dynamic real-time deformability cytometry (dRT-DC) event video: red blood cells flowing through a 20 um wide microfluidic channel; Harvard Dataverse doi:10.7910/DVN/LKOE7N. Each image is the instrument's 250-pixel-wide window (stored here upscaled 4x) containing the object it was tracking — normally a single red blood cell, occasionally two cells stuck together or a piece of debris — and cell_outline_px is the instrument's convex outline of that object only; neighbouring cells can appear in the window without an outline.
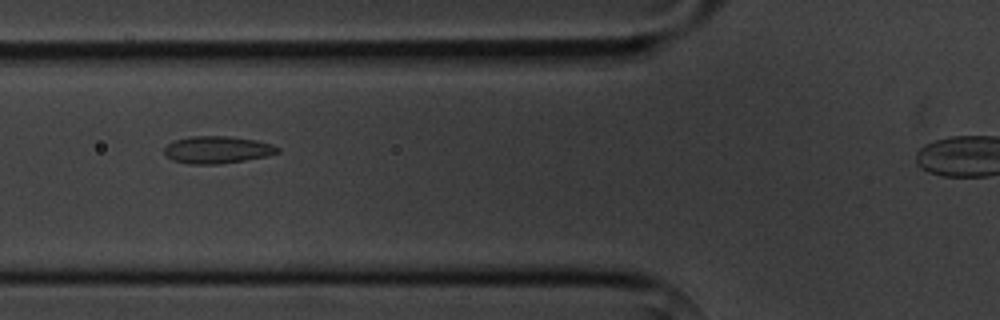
{"species": "common noctule bat (a hibernating species)", "species_latin": "Nyctalus noctula", "temperature_condition": "cold", "stored_images_in_passage": 10, "camera_frame_rate_fps": 3000, "um_per_image_px": 0.085, "animal": {"sex": "male", "body_mass_g": 20.1, "forearm_length_mm": 53.5}, "frame": {"image": 1, "passage_image": 5, "time_ms": 5.667, "image_size_px": [1000, 320], "cell_outline_px": [[280, 152], [268, 156], [220, 164], [188, 164], [172, 160], [164, 152], [164, 148], [172, 140], [192, 136], [232, 136], [256, 140], [272, 144], [280, 148]], "centroid_in_image_um": [18.48, 12.72], "position_along_channel_um": 107.3, "area_um2": 18.15}}
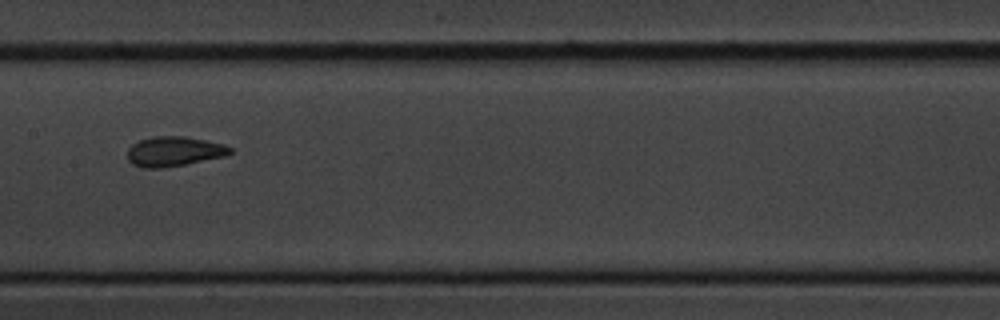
{"frame": {"image": 2, "passage_image": 7, "time_ms": 8.0, "image_size_px": [1000, 320], "cell_outline_px": [[232, 152], [224, 156], [184, 164], [160, 168], [144, 168], [132, 164], [128, 160], [128, 148], [132, 144], [140, 140], [152, 136], [184, 136], [224, 144], [232, 148]], "centroid_in_image_um": [14.76, 12.86], "position_along_channel_um": 192.6, "area_um2": 17.69}}
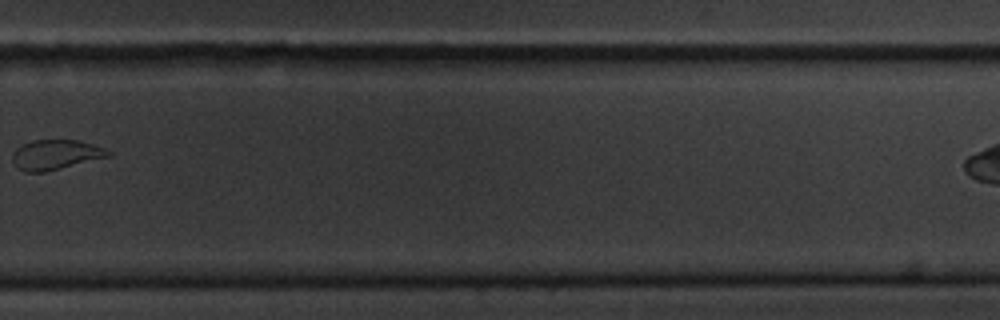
{"frame": {"image": 3, "passage_image": 10, "time_ms": 11.667, "image_size_px": [1000, 320], "cell_outline_px": [[112, 156], [44, 172], [24, 172], [16, 168], [12, 160], [12, 152], [16, 148], [32, 140], [80, 140], [104, 148], [112, 152]], "centroid_in_image_um": [4.72, 13.15], "position_along_channel_um": 325.1, "area_um2": 16.82}}